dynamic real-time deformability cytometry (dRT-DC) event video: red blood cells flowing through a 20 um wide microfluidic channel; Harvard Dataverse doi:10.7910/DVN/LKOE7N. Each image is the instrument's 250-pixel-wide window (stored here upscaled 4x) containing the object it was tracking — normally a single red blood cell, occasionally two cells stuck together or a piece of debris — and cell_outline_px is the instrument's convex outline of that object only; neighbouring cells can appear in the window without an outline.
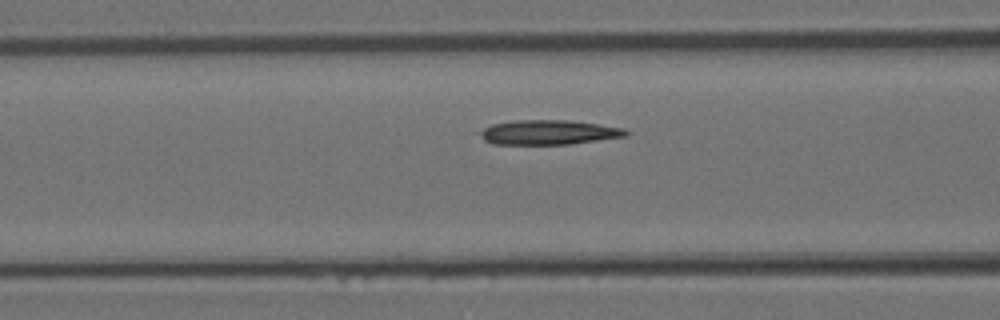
{"species": "Egyptian fruit bat (a non-hibernating species)", "species_latin": "Rousettus aegyptiacus", "temperature_condition": "room temperature", "stored_images_in_passage": 4, "camera_frame_rate_fps": 3000, "um_per_image_px": 0.085, "animal": {"sex": "female"}, "frame": {"image": 1, "passage_image": 4, "time_ms": 1.0, "image_size_px": [1000, 320], "cell_outline_px": [[632, 132], [628, 136], [568, 144], [492, 144], [484, 140], [480, 136], [480, 132], [484, 128], [492, 124], [520, 120], [568, 120], [624, 128]], "centroid_in_image_um": [46.67, 11.25], "position_along_channel_um": 119.9, "area_um2": 20.81}}